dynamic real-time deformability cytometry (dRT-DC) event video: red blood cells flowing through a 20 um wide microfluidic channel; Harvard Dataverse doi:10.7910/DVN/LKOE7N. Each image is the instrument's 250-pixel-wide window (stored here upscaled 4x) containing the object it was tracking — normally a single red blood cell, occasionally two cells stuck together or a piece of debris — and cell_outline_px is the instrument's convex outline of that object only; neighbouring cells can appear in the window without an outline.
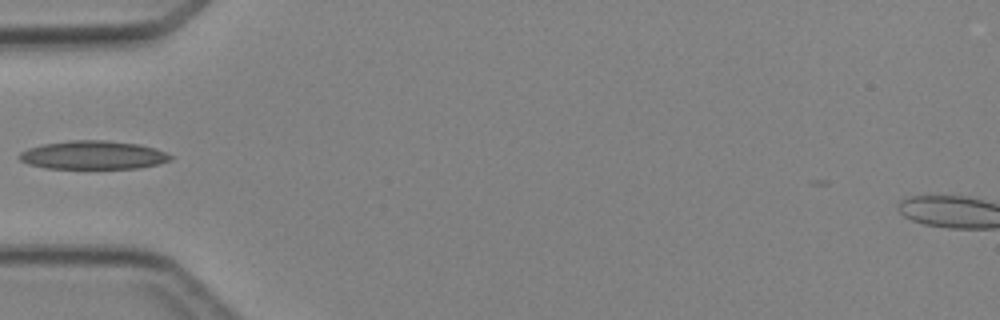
{"species": "Egyptian fruit bat (a non-hibernating species)", "species_latin": "Rousettus aegyptiacus", "temperature_condition": "cold", "stored_images_in_passage": 3, "camera_frame_rate_fps": 3000, "um_per_image_px": 0.085, "animal": {"sex": "female"}, "frame": {"image": 1, "passage_image": 3, "time_ms": 2.333, "image_size_px": [1000, 320], "cell_outline_px": [[172, 160], [160, 164], [140, 168], [44, 168], [28, 164], [20, 160], [16, 156], [20, 152], [28, 148], [44, 144], [72, 140], [104, 140], [140, 144], [156, 148], [172, 156]], "centroid_in_image_um": [7.92, 13.18], "position_along_channel_um": 77.1, "area_um2": 25.2}}